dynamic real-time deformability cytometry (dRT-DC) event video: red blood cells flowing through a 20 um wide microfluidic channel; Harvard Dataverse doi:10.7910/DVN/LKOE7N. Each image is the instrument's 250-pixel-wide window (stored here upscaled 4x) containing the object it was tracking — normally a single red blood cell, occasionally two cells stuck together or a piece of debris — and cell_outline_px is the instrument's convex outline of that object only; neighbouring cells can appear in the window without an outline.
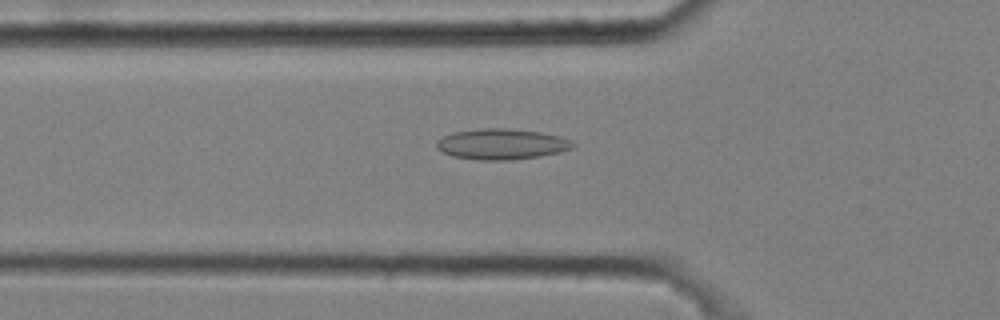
{"species": "common noctule bat (a hibernating species)", "species_latin": "Nyctalus noctula", "temperature_condition": "cold", "stored_images_in_passage": 40, "camera_frame_rate_fps": 3000, "um_per_image_px": 0.085, "animal": {"sex": "male", "body_mass_g": 20.4}, "frame": {"image": 1, "passage_image": 9, "time_ms": 2.667, "image_size_px": [1000, 320], "cell_outline_px": [[576, 144], [572, 148], [560, 152], [540, 156], [512, 160], [480, 160], [452, 156], [436, 148], [436, 140], [452, 132], [484, 128], [504, 128], [540, 132], [560, 136]], "centroid_in_image_um": [42.62, 12.25], "position_along_channel_um": 83.2, "area_um2": 24.33}}
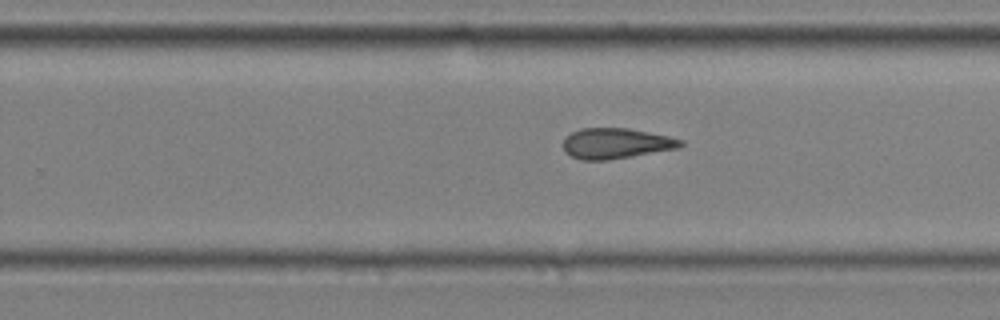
{"frame": {"image": 2, "passage_image": 25, "time_ms": 8.0, "image_size_px": [1000, 320], "cell_outline_px": [[684, 144], [680, 148], [608, 160], [580, 160], [564, 152], [564, 140], [572, 132], [580, 128], [628, 128], [668, 136], [684, 140]], "centroid_in_image_um": [52.38, 12.19], "position_along_channel_um": 277.4, "area_um2": 20.87}}
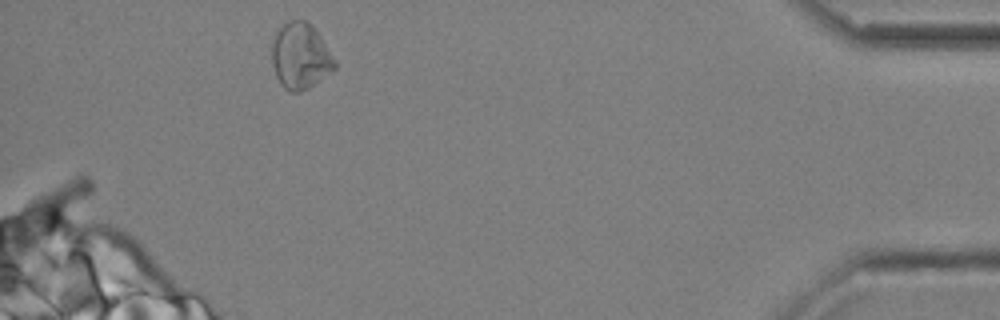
{"frame": {"image": 3, "passage_image": 40, "time_ms": 13.0, "image_size_px": [1000, 320], "cell_outline_px": [[336, 68], [308, 88], [300, 92], [292, 92], [284, 88], [280, 84], [276, 76], [272, 64], [272, 40], [276, 32], [284, 24], [292, 20], [304, 20], [312, 24], [336, 60]], "centroid_in_image_um": [25.53, 4.77], "position_along_channel_um": 409.7, "area_um2": 24.1}, "authors_computed_cell_mechanics": {"area_um2": 21.6172, "velocity_mm_per_s": 3.6364, "shape_relaxation_time_tau1_ms": null, "shape_relaxation_time_tau2_ms": 5.1884, "deformation_change_tau1": null, "deformation_change_tau2": 0.1565}}